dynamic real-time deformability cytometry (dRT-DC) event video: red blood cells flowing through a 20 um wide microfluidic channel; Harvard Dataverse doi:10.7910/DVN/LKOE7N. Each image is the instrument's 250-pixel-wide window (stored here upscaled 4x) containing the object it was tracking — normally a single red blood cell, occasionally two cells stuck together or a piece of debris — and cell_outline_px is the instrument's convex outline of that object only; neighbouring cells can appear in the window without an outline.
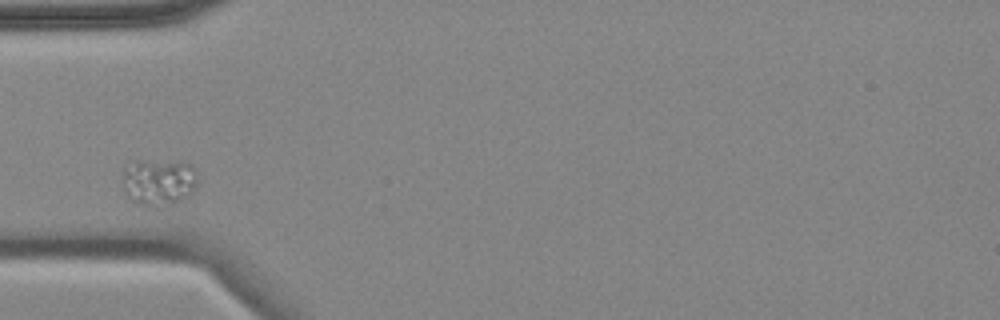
{"species": "common noctule bat (a hibernating species)", "species_latin": "Nyctalus noctula", "temperature_condition": "cold", "stored_images_in_passage": 5, "camera_frame_rate_fps": 3000, "um_per_image_px": 0.085, "animal": {"sex": "female", "body_mass_g": 18.4}, "frame": {"image": 1, "passage_image": 1, "time_ms": 0.0, "image_size_px": [1000, 320], "cell_outline_px": [[196, 184], [192, 196], [156, 208], [140, 204], [124, 196], [124, 164], [132, 160], [180, 160], [196, 168]], "centroid_in_image_um": [13.48, 15.44], "position_along_channel_um": 71.5, "area_um2": 21.15}}
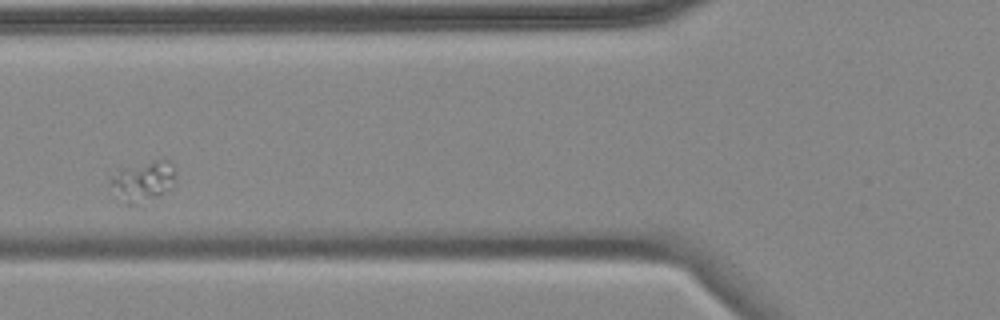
{"frame": {"image": 2, "passage_image": 2, "time_ms": 1.333, "image_size_px": [1000, 320], "cell_outline_px": [[176, 176], [168, 188], [160, 196], [136, 204], [120, 204], [108, 180], [108, 176], [124, 168], [164, 156], [172, 160], [176, 168]], "centroid_in_image_um": [12.16, 15.36], "position_along_channel_um": 113.6, "area_um2": 15.95}}
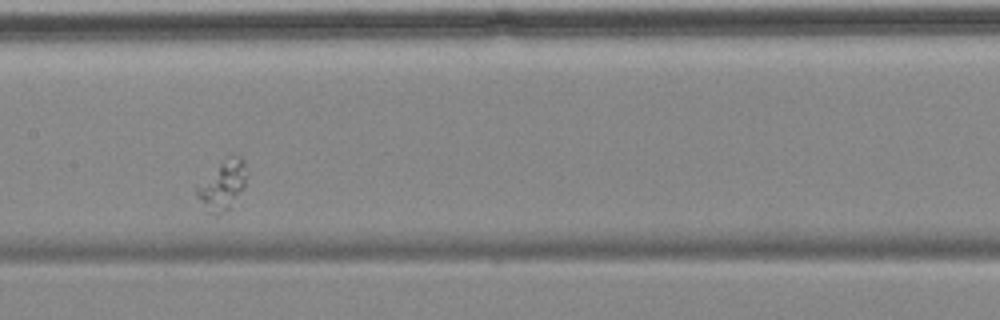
{"frame": {"image": 3, "passage_image": 4, "time_ms": 3.667, "image_size_px": [1000, 320], "cell_outline_px": [[248, 172], [244, 184], [232, 208], [216, 216], [204, 212], [196, 196], [196, 188], [220, 164], [232, 156], [240, 156], [244, 160]], "centroid_in_image_um": [18.92, 15.84], "position_along_channel_um": 188.5, "area_um2": 14.22}}